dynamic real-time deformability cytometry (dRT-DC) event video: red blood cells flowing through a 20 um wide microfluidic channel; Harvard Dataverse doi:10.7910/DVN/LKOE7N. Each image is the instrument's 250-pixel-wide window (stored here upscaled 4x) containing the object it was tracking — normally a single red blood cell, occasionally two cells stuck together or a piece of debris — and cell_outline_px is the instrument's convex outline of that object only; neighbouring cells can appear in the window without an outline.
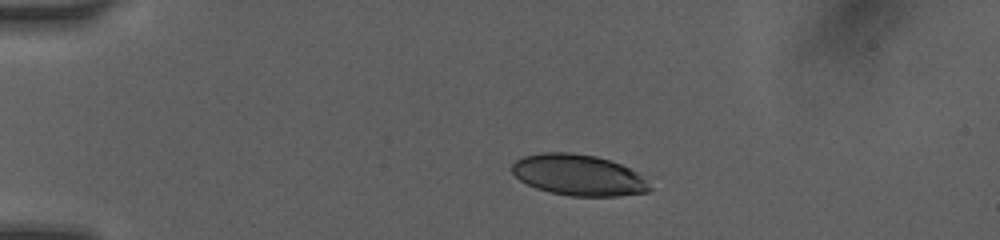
{"species": "human", "species_latin": "Homo sapiens", "temperature_condition": "room temperature", "stored_images_in_passage": 31, "camera_frame_rate_fps": 3000, "um_per_image_px": 0.085, "donor": {"sex": "female"}, "frame": {"image": 1, "passage_image": 1, "time_ms": 0.0, "image_size_px": [1000, 240], "cell_outline_px": [[652, 188], [648, 192], [620, 196], [572, 196], [552, 192], [536, 188], [520, 180], [512, 172], [512, 164], [516, 160], [524, 156], [540, 152], [572, 152], [596, 156], [612, 160], [636, 172]], "centroid_in_image_um": [49.15, 14.87], "position_along_channel_um": 35.8, "area_um2": 32.83}}
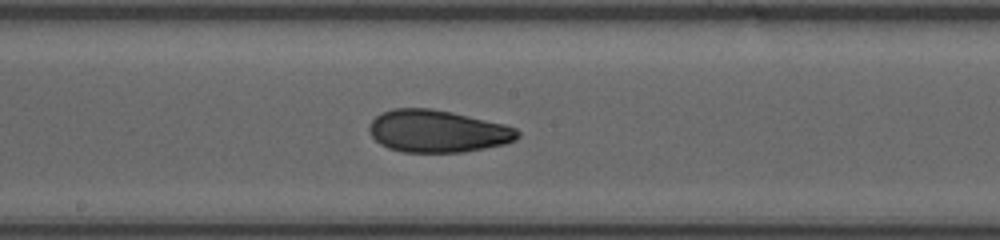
{"frame": {"image": 2, "passage_image": 14, "time_ms": 5.667, "image_size_px": [1000, 240], "cell_outline_px": [[520, 136], [516, 140], [504, 144], [464, 152], [404, 152], [388, 148], [380, 144], [368, 132], [368, 124], [380, 112], [392, 108], [432, 108], [452, 112], [504, 124], [516, 128], [520, 132]], "centroid_in_image_um": [37.17, 11.14], "position_along_channel_um": 211.0, "area_um2": 36.82}}
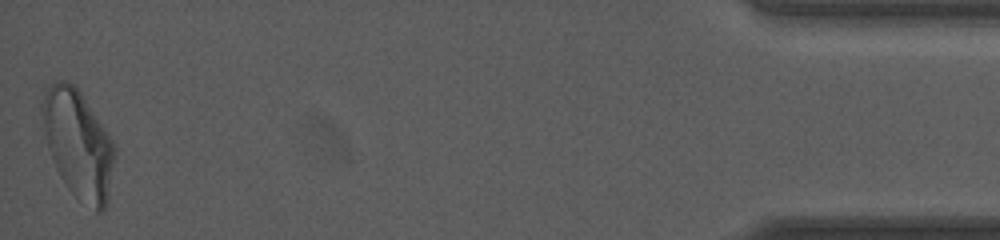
{"frame": {"image": 3, "passage_image": 31, "time_ms": 13.0, "image_size_px": [1000, 240], "cell_outline_px": [[116, 156], [108, 200], [104, 208], [100, 212], [96, 212], [76, 196], [68, 188], [60, 176], [52, 160], [48, 148], [44, 132], [40, 112], [40, 104], [44, 92], [52, 80], [64, 80], [72, 84], [80, 92], [112, 140], [116, 152]], "centroid_in_image_um": [6.63, 12.23], "position_along_channel_um": 428.6, "area_um2": 45.6}, "authors_computed_cell_mechanics": {"area_um2": 36.1828, "velocity_mm_per_s": 4.1144, "shape_relaxation_time_tau1_ms": 4.7946, "shape_relaxation_time_tau2_ms": 1.3124, "deformation_change_tau1": 0.1583, "deformation_change_tau2": 0.0655}}